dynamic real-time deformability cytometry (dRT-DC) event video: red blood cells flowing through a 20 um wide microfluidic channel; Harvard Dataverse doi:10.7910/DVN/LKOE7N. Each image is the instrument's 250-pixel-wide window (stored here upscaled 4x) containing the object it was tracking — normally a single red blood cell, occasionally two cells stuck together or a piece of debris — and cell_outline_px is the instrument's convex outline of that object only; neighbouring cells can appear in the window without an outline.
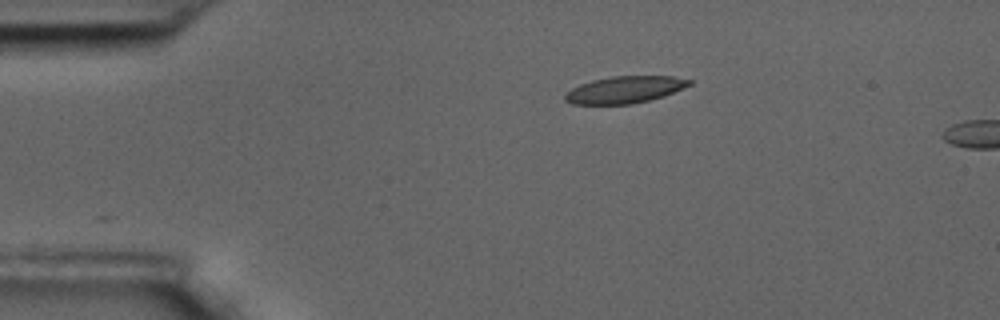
{"species": "common noctule bat (a hibernating species)", "species_latin": "Nyctalus noctula", "temperature_condition": "room temperature", "stored_images_in_passage": 4, "camera_frame_rate_fps": 3000, "um_per_image_px": 0.085, "animal": {"sex": "male", "body_mass_g": 17.5, "forearm_length_mm": 52.3}, "frame": {"image": 1, "passage_image": 1, "time_ms": 0.0, "image_size_px": [1000, 320], "cell_outline_px": [[692, 84], [664, 96], [632, 104], [572, 104], [564, 100], [564, 96], [572, 88], [580, 84], [592, 80], [612, 76], [672, 76], [692, 80]], "centroid_in_image_um": [53.1, 7.62], "position_along_channel_um": 31.9, "area_um2": 19.42}}